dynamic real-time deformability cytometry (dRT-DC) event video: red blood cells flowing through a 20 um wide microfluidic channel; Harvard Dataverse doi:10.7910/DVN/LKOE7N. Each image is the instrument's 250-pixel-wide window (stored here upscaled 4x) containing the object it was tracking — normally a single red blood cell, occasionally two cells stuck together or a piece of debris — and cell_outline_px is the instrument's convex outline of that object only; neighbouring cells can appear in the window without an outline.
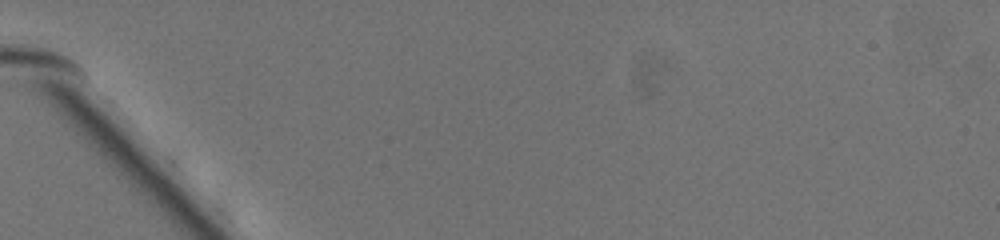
{"species": "common noctule bat (a hibernating species)", "species_latin": "Nyctalus noctula", "temperature_condition": "warm", "stored_images_in_passage": 3, "camera_frame_rate_fps": 3000, "um_per_image_px": 0.085, "animal": {"sex": "female", "body_mass_g": 19.5, "forearm_length_mm": 54.1}, "frame": {"image": 1, "passage_image": 1, "time_ms": 0.0, "image_size_px": [1000, 240], "cell_outline_px": [[284, 128], [264, 148], [256, 148], [240, 124], [228, 100], [240, 92], [248, 96], [280, 124]], "centroid_in_image_um": [21.67, 10.25], "position_along_channel_um": 63.3, "area_um2": 11.1}}